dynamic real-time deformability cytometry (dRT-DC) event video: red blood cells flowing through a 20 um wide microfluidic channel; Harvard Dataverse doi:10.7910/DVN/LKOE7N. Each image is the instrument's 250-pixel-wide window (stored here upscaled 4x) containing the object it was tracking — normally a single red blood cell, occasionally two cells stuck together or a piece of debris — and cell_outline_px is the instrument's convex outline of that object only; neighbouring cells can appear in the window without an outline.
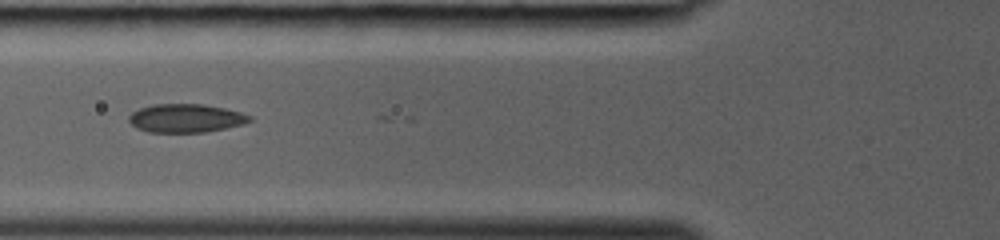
{"species": "common noctule bat (a hibernating species)", "species_latin": "Nyctalus noctula", "temperature_condition": "room temperature", "stored_images_in_passage": 7, "camera_frame_rate_fps": 3000, "um_per_image_px": 0.085, "animal": {"sex": "female", "body_mass_g": 19.0, "forearm_length_mm": 53.3}, "frame": {"image": 1, "passage_image": 2, "time_ms": 0.333, "image_size_px": [1000, 240], "cell_outline_px": [[252, 120], [244, 124], [204, 132], [148, 132], [136, 128], [128, 120], [128, 116], [132, 112], [140, 108], [152, 104], [204, 104], [224, 108], [240, 112], [252, 116]], "centroid_in_image_um": [15.78, 10.04], "position_along_channel_um": 110.0, "area_um2": 20.06}}
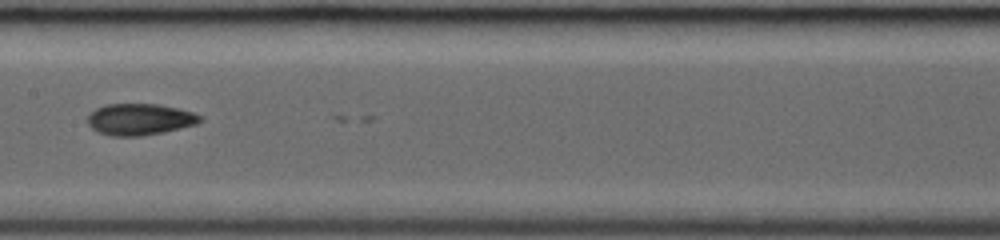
{"frame": {"image": 2, "passage_image": 4, "time_ms": 1.0, "image_size_px": [1000, 240], "cell_outline_px": [[204, 120], [196, 124], [164, 132], [140, 136], [112, 136], [96, 132], [88, 124], [88, 116], [96, 108], [104, 104], [156, 104], [176, 108], [192, 112], [204, 116]], "centroid_in_image_um": [11.88, 10.15], "position_along_channel_um": 195.5, "area_um2": 20.69}}
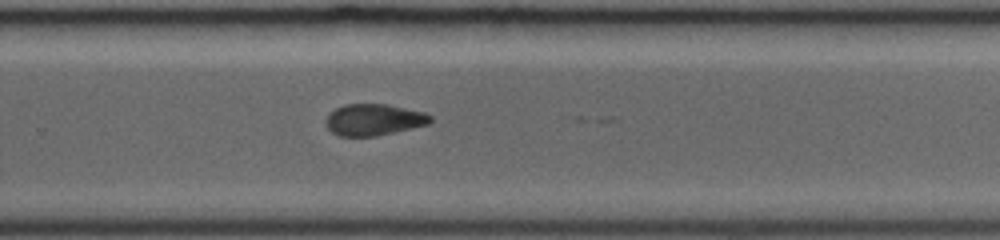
{"frame": {"image": 3, "passage_image": 7, "time_ms": 2.0, "image_size_px": [1000, 240], "cell_outline_px": [[432, 120], [428, 124], [412, 128], [376, 136], [340, 136], [332, 132], [324, 124], [324, 120], [328, 112], [344, 104], [388, 104], [424, 112], [432, 116]], "centroid_in_image_um": [31.73, 10.17], "position_along_channel_um": 298.1, "area_um2": 19.36}}